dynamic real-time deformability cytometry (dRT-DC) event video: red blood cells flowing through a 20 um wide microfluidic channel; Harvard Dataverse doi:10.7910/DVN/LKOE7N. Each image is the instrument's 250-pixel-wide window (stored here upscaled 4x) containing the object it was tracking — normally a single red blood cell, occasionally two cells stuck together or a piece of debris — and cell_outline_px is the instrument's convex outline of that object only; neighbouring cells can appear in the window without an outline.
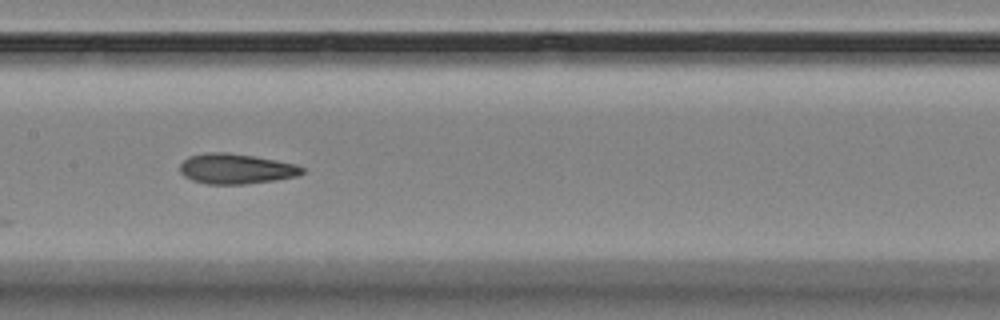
{"species": "Egyptian fruit bat (a non-hibernating species)", "species_latin": "Rousettus aegyptiacus", "temperature_condition": "room temperature", "stored_images_in_passage": 8, "camera_frame_rate_fps": 3000, "um_per_image_px": 0.085, "animal": {"sex": "female"}, "frame": {"image": 1, "passage_image": 8, "time_ms": 9.0, "image_size_px": [1000, 320], "cell_outline_px": [[304, 172], [296, 176], [276, 180], [244, 184], [204, 184], [192, 180], [184, 176], [180, 172], [180, 164], [188, 156], [208, 152], [228, 152], [276, 160], [296, 164], [304, 168]], "centroid_in_image_um": [20.04, 14.35], "position_along_channel_um": 187.4, "area_um2": 21.56}}